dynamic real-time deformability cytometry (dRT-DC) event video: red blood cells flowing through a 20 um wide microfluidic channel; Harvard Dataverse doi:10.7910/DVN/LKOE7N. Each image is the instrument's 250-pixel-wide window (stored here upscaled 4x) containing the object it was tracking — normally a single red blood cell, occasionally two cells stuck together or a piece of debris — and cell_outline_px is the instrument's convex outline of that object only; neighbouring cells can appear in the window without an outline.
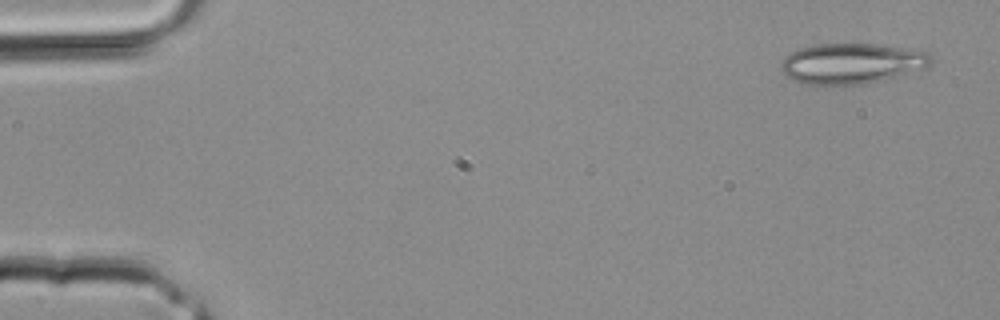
{"species": "common noctule bat (a hibernating species)", "species_latin": "Nyctalus noctula", "temperature_condition": "room temperature", "stored_images_in_passage": 4, "camera_frame_rate_fps": 3000, "um_per_image_px": 0.085, "animal": {"sex": "male", "body_mass_g": 20.4}, "frame": {"image": 1, "passage_image": 1, "time_ms": 0.0, "image_size_px": [1000, 320], "cell_outline_px": [[932, 64], [928, 68], [896, 76], [844, 88], [800, 84], [784, 76], [780, 72], [780, 64], [784, 56], [800, 48], [812, 44], [876, 44], [924, 52], [932, 60]], "centroid_in_image_um": [72.26, 5.44], "position_along_channel_um": 12.7, "area_um2": 36.13}}